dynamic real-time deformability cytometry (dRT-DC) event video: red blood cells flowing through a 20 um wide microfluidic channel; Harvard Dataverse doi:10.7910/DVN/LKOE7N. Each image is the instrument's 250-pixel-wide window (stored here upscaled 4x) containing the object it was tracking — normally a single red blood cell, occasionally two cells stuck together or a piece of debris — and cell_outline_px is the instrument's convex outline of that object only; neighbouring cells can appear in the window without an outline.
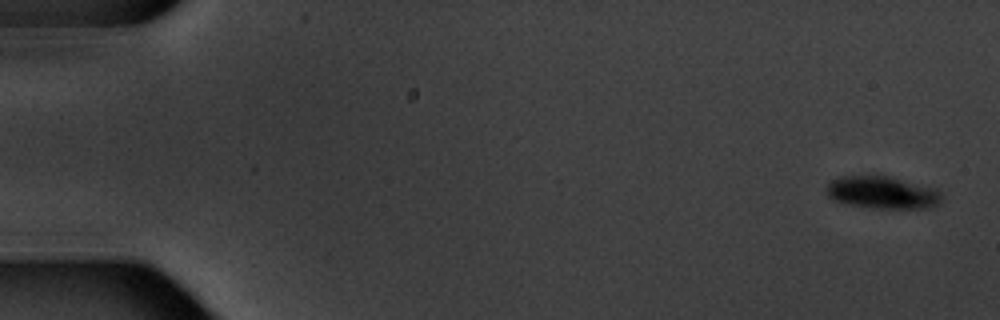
{"species": "common noctule bat (a hibernating species)", "species_latin": "Nyctalus noctula", "temperature_condition": "warm", "stored_images_in_passage": 6, "camera_frame_rate_fps": 3000, "um_per_image_px": 0.085, "animal": {"sex": "male", "body_mass_g": 20.1, "forearm_length_mm": 53.5}, "frame": {"image": 1, "passage_image": 1, "time_ms": 0.0, "image_size_px": [1000, 320], "cell_outline_px": [[940, 200], [936, 204], [928, 208], [872, 208], [848, 204], [832, 200], [824, 192], [824, 188], [832, 180], [840, 176], [888, 176], [936, 188], [940, 192]], "centroid_in_image_um": [74.93, 16.36], "position_along_channel_um": 10.1, "area_um2": 21.73}}
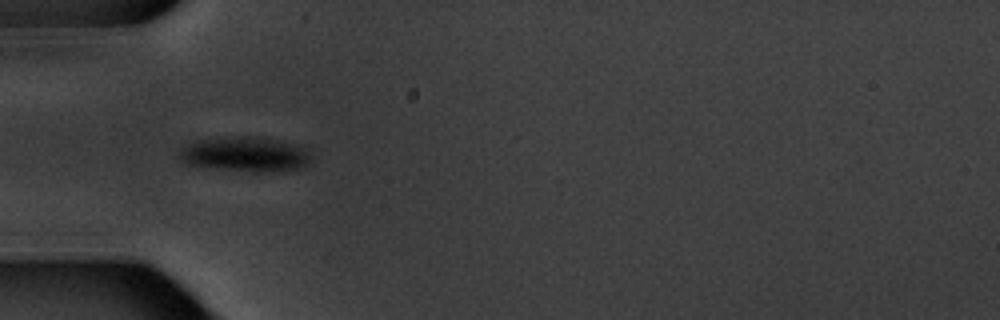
{"frame": {"image": 2, "passage_image": 5, "time_ms": 5.667, "image_size_px": [1000, 320], "cell_outline_px": [[312, 160], [308, 164], [300, 168], [284, 172], [260, 172], [188, 164], [180, 156], [180, 148], [200, 140], [232, 136], [260, 136], [304, 144], [312, 152]], "centroid_in_image_um": [21.06, 13.08], "position_along_channel_um": 63.9, "area_um2": 27.11}}
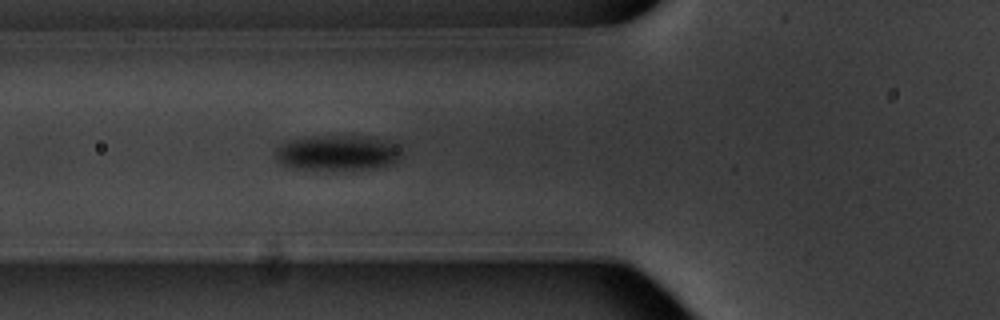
{"frame": {"image": 3, "passage_image": 6, "time_ms": 6.667, "image_size_px": [1000, 320], "cell_outline_px": [[400, 156], [392, 164], [380, 168], [292, 168], [280, 164], [272, 156], [272, 152], [284, 140], [312, 136], [360, 136], [384, 140], [396, 144], [400, 148]], "centroid_in_image_um": [28.59, 12.97], "position_along_channel_um": 97.2, "area_um2": 25.89}}